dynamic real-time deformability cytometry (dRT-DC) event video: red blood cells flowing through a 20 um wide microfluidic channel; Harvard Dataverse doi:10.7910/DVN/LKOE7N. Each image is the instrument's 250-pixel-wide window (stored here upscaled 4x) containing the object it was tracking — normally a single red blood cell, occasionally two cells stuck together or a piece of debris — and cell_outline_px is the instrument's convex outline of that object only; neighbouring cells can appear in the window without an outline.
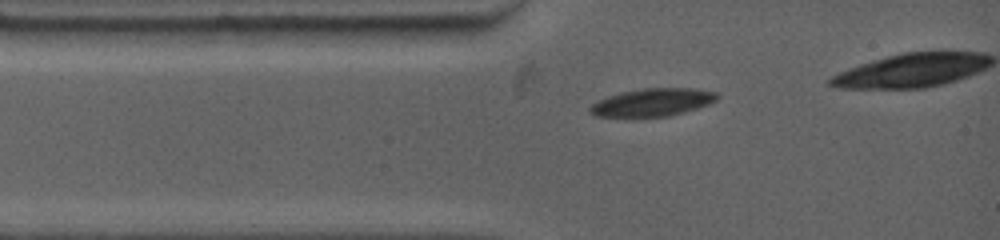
{"species": "common noctule bat (a hibernating species)", "species_latin": "Nyctalus noctula", "temperature_condition": "warm", "stored_images_in_passage": 4, "camera_frame_rate_fps": 4500, "um_per_image_px": 0.085, "animal": {"sex": "female", "body_mass_g": 19.0, "forearm_length_mm": 53.3}, "frame": {"image": 1, "passage_image": 1, "time_ms": 0.0, "image_size_px": [1000, 240], "cell_outline_px": [[720, 96], [716, 100], [708, 104], [684, 112], [668, 116], [596, 116], [588, 108], [592, 104], [608, 96], [620, 92], [644, 88], [692, 88], [716, 92]], "centroid_in_image_um": [55.49, 8.68], "position_along_channel_um": 29.5, "area_um2": 20.23}}
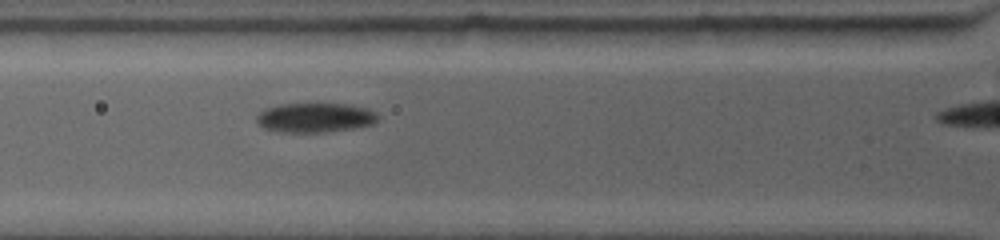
{"frame": {"image": 2, "passage_image": 4, "time_ms": 2.0, "image_size_px": [1000, 240], "cell_outline_px": [[376, 120], [372, 124], [352, 128], [324, 132], [284, 132], [264, 128], [256, 120], [256, 116], [264, 108], [276, 104], [348, 104], [368, 108], [376, 112]], "centroid_in_image_um": [26.75, 9.98], "position_along_channel_um": 99.1, "area_um2": 20.69}}